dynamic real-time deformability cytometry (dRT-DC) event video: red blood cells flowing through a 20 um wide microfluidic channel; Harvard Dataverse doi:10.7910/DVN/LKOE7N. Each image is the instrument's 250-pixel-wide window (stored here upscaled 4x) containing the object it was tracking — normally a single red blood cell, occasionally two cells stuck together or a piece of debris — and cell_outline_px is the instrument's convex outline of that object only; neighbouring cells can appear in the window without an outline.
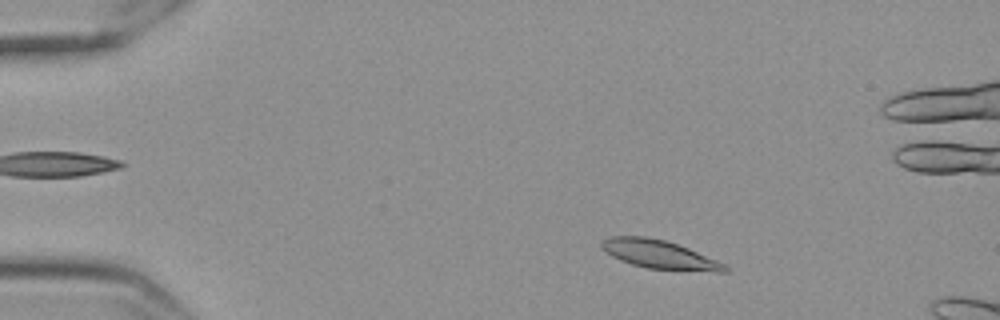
{"species": "Egyptian fruit bat (a non-hibernating species)", "species_latin": "Rousettus aegyptiacus", "temperature_condition": "cold", "stored_images_in_passage": 55, "camera_frame_rate_fps": 3000, "um_per_image_px": 0.085, "frame": {"image": 1, "passage_image": 6, "time_ms": 1.667, "image_size_px": [1000, 320], "cell_outline_px": [[728, 272], [716, 272], [648, 268], [632, 264], [620, 260], [612, 256], [600, 248], [600, 244], [608, 236], [644, 236], [664, 240], [688, 248], [728, 264]], "centroid_in_image_um": [56.07, 21.63], "position_along_channel_um": 28.9, "area_um2": 20.52}}
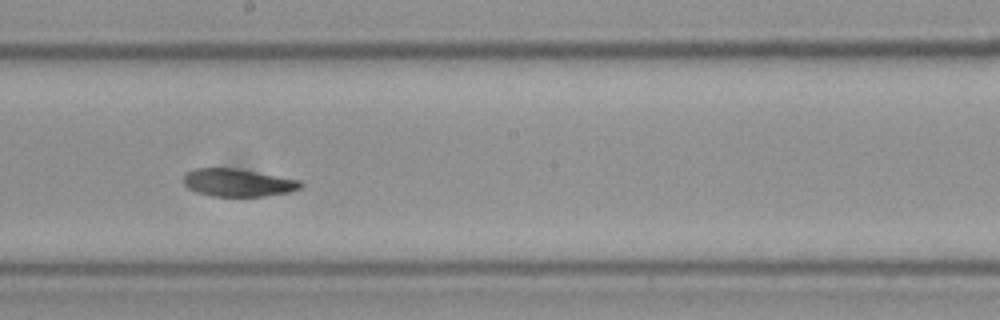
{"frame": {"image": 2, "passage_image": 29, "time_ms": 9.333, "image_size_px": [1000, 320], "cell_outline_px": [[304, 184], [300, 188], [288, 192], [264, 196], [212, 196], [196, 192], [188, 188], [184, 184], [184, 176], [188, 172], [196, 168], [236, 168], [300, 180]], "centroid_in_image_um": [20.22, 15.52], "position_along_channel_um": 228.0, "area_um2": 18.79}}
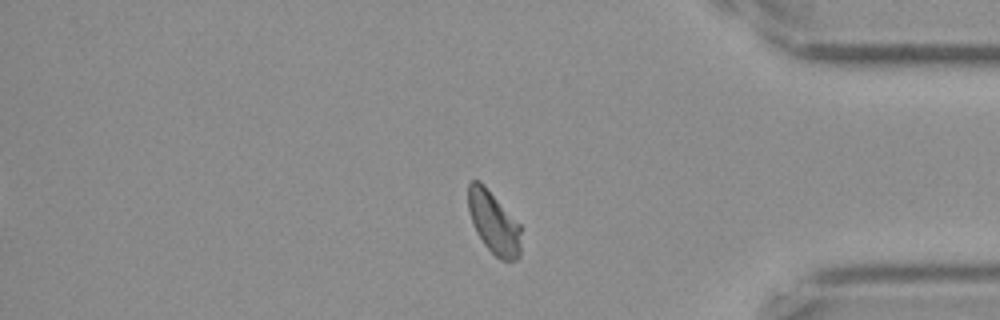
{"frame": {"image": 3, "passage_image": 45, "time_ms": 14.667, "image_size_px": [1000, 320], "cell_outline_px": [[520, 256], [516, 260], [500, 260], [484, 244], [476, 232], [472, 224], [468, 208], [468, 184], [472, 180], [480, 180], [484, 184], [520, 224]], "centroid_in_image_um": [41.95, 18.9], "position_along_channel_um": 393.2, "area_um2": 19.25}, "authors_computed_cell_mechanics": {"area_um2": 19.652, "velocity_mm_per_s": 3.4986, "shape_relaxation_time_tau1_ms": 6.3472, "shape_relaxation_time_tau2_ms": 3.6379, "deformation_change_tau1": 0.1613, "deformation_change_tau2": 0.0777}}